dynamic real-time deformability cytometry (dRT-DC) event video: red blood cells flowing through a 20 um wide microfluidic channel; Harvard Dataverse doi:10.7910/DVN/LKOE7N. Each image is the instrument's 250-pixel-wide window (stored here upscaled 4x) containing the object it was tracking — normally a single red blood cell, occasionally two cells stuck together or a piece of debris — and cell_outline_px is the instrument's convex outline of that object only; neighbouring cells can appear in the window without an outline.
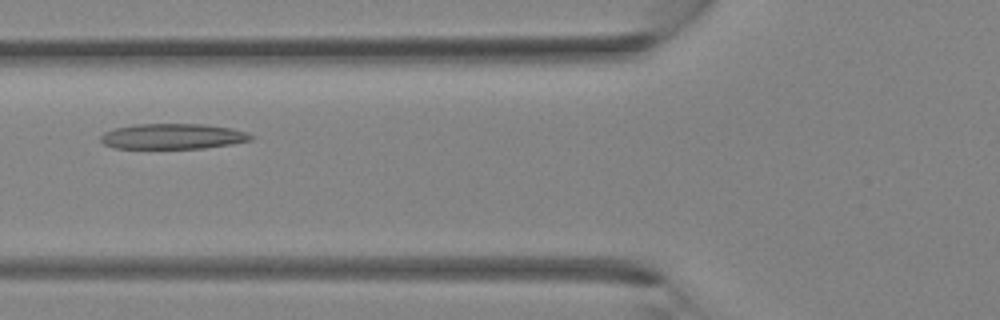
{"species": "Egyptian fruit bat (a non-hibernating species)", "species_latin": "Rousettus aegyptiacus", "temperature_condition": "room temperature", "stored_images_in_passage": 28, "camera_frame_rate_fps": 3000, "um_per_image_px": 0.085, "animal": {"sex": "female"}, "frame": {"image": 1, "passage_image": 7, "time_ms": 2.0, "image_size_px": [1000, 320], "cell_outline_px": [[252, 140], [232, 144], [204, 148], [112, 148], [104, 144], [100, 140], [100, 136], [104, 132], [112, 128], [132, 124], [204, 124], [232, 128], [244, 132], [252, 136]], "centroid_in_image_um": [14.63, 11.58], "position_along_channel_um": 111.2, "area_um2": 22.37}}
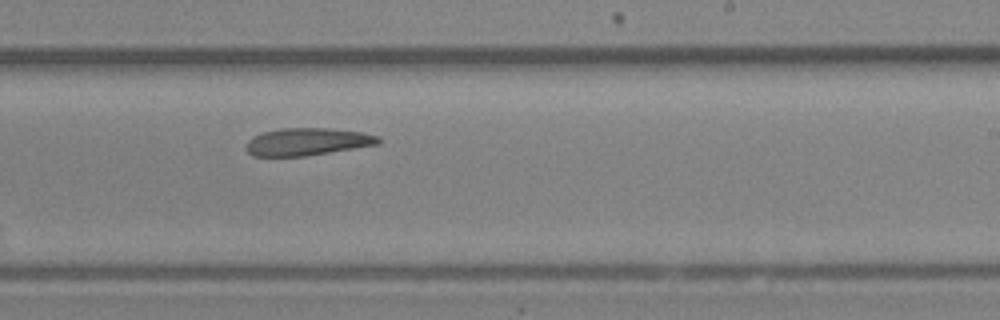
{"frame": {"image": 2, "passage_image": 15, "time_ms": 4.667, "image_size_px": [1000, 320], "cell_outline_px": [[380, 144], [304, 156], [252, 156], [248, 152], [248, 140], [252, 136], [264, 132], [284, 128], [328, 128], [360, 132], [380, 136]], "centroid_in_image_um": [26.14, 12.04], "position_along_channel_um": 262.9, "area_um2": 20.92}}
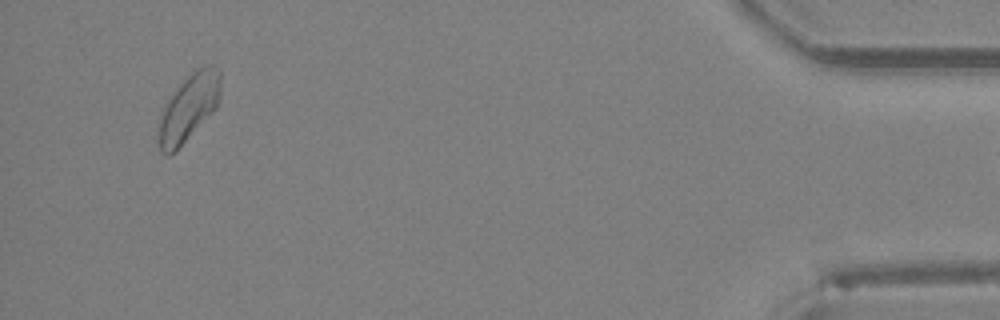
{"frame": {"image": 3, "passage_image": 27, "time_ms": 8.667, "image_size_px": [1000, 320], "cell_outline_px": [[220, 92], [216, 108], [168, 156], [164, 156], [160, 152], [160, 112], [164, 104], [176, 88], [196, 68], [208, 64], [216, 64], [220, 68]], "centroid_in_image_um": [16.06, 9.06], "position_along_channel_um": 419.1, "area_um2": 23.58}}